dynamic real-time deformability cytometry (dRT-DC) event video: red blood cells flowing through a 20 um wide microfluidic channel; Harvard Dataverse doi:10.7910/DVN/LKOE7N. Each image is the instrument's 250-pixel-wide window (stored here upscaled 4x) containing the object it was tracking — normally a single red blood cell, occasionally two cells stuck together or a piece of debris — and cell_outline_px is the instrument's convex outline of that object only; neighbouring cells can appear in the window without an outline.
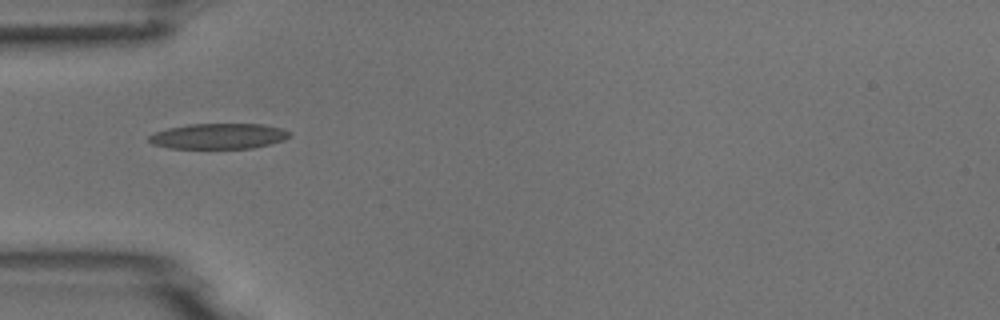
{"species": "common noctule bat (a hibernating species)", "species_latin": "Nyctalus noctula", "temperature_condition": "room temperature", "stored_images_in_passage": 4, "camera_frame_rate_fps": 3000, "um_per_image_px": 0.085, "animal": {"sex": "male", "body_mass_g": 18.8}, "frame": {"image": 1, "passage_image": 1, "time_ms": 0.0, "image_size_px": [1000, 320], "cell_outline_px": [[292, 136], [284, 140], [252, 148], [168, 148], [152, 144], [148, 140], [148, 136], [156, 132], [168, 128], [188, 124], [260, 124], [280, 128], [292, 132]], "centroid_in_image_um": [18.58, 11.57], "position_along_channel_um": 66.4, "area_um2": 20.87}}